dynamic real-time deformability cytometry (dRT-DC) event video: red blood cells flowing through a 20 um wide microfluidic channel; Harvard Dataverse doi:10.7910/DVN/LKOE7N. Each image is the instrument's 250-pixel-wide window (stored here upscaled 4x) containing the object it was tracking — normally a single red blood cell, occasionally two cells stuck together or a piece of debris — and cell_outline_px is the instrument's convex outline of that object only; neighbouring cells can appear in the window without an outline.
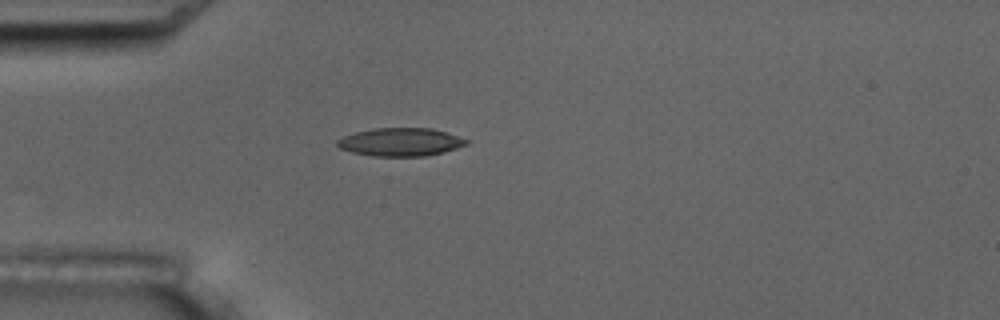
{"species": "common noctule bat (a hibernating species)", "species_latin": "Nyctalus noctula", "temperature_condition": "room temperature", "stored_images_in_passage": 5, "camera_frame_rate_fps": 3000, "um_per_image_px": 0.085, "animal": {"sex": "male", "body_mass_g": 17.5, "forearm_length_mm": 52.3}, "frame": {"image": 1, "passage_image": 5, "time_ms": 4.333, "image_size_px": [1000, 320], "cell_outline_px": [[472, 140], [468, 144], [444, 152], [424, 156], [372, 156], [352, 152], [340, 148], [336, 144], [336, 140], [344, 136], [356, 132], [376, 128], [432, 128]], "centroid_in_image_um": [34.08, 12.07], "position_along_channel_um": 50.9, "area_um2": 21.21}}